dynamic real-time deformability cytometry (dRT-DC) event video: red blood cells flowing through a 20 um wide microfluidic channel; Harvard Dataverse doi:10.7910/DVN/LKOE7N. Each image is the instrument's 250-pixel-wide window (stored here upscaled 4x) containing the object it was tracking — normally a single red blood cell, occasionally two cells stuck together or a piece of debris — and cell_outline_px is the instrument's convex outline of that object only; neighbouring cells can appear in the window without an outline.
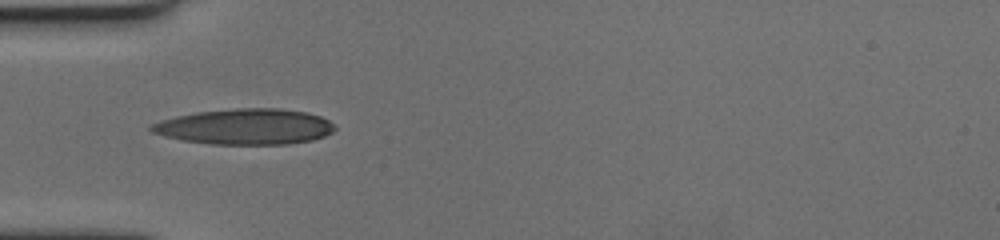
{"species": "human", "species_latin": "Homo sapiens", "temperature_condition": "cold", "stored_images_in_passage": 18, "camera_frame_rate_fps": 3000, "um_per_image_px": 0.085, "donor": {"sex": "female"}, "frame": {"image": 1, "passage_image": 1, "time_ms": 0.0, "image_size_px": [1000, 240], "cell_outline_px": [[336, 128], [332, 132], [324, 136], [312, 140], [288, 144], [212, 144], [180, 140], [164, 136], [152, 132], [148, 128], [152, 124], [160, 120], [176, 116], [196, 112], [236, 108], [280, 108], [308, 112], [320, 116], [328, 120]], "centroid_in_image_um": [20.83, 10.76], "position_along_channel_um": 64.2, "area_um2": 38.26}}
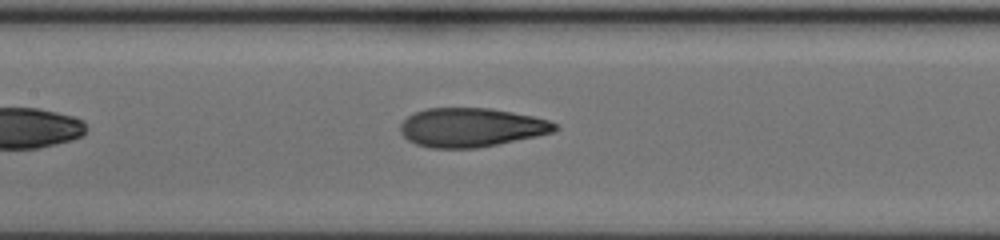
{"frame": {"image": 2, "passage_image": 10, "time_ms": 3.0, "image_size_px": [1000, 240], "cell_outline_px": [[560, 128], [552, 132], [536, 136], [476, 148], [432, 148], [416, 144], [408, 140], [400, 132], [400, 124], [408, 116], [424, 108], [492, 108], [532, 116], [548, 120], [556, 124]], "centroid_in_image_um": [40.03, 10.82], "position_along_channel_um": 167.4, "area_um2": 34.91}}
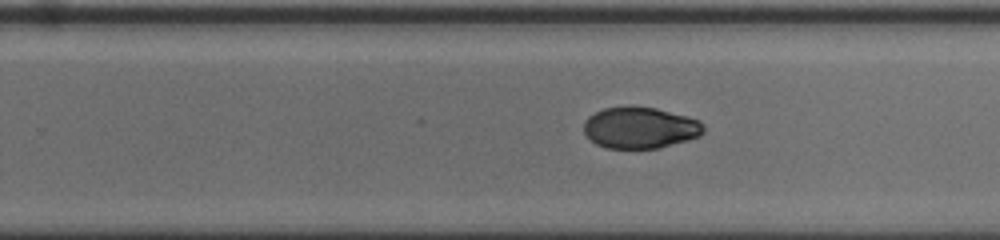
{"frame": {"image": 3, "passage_image": 16, "time_ms": 5.0, "image_size_px": [1000, 240], "cell_outline_px": [[704, 132], [700, 136], [688, 140], [660, 148], [604, 148], [596, 144], [584, 132], [584, 120], [588, 116], [604, 108], [628, 104], [632, 104], [656, 108], [700, 120], [704, 124]], "centroid_in_image_um": [54.41, 10.83], "position_along_channel_um": 275.4, "area_um2": 29.36}}